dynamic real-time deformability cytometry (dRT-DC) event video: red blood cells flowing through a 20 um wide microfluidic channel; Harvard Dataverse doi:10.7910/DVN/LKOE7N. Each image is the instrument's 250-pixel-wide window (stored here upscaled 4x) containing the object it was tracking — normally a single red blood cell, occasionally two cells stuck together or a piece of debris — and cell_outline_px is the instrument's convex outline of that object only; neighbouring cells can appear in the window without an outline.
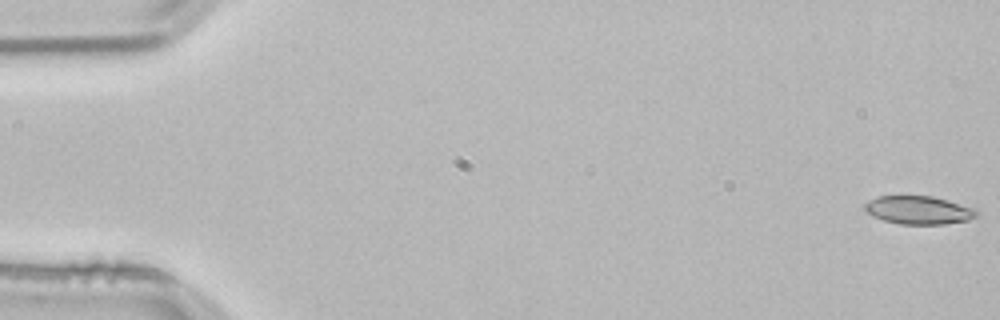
{"species": "common noctule bat (a hibernating species)", "species_latin": "Nyctalus noctula", "temperature_condition": "room temperature", "stored_images_in_passage": 55, "camera_frame_rate_fps": 3000, "um_per_image_px": 0.085, "animal": {"sex": "male", "body_mass_g": 21.5, "forearm_length_mm": 52.0}, "frame": {"image": 1, "passage_image": 1, "time_ms": 0.0, "image_size_px": [1000, 320], "cell_outline_px": [[980, 212], [976, 216], [968, 220], [944, 224], [900, 224], [884, 220], [872, 216], [864, 212], [864, 204], [868, 200], [876, 196], [932, 196], [948, 200], [976, 208]], "centroid_in_image_um": [78.07, 17.85], "position_along_channel_um": 6.9, "area_um2": 18.61}}
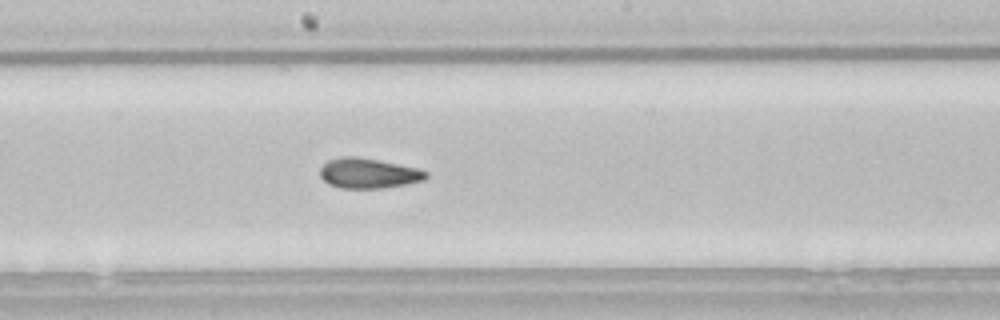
{"frame": {"image": 2, "passage_image": 29, "time_ms": 9.333, "image_size_px": [1000, 320], "cell_outline_px": [[428, 176], [424, 180], [404, 184], [380, 188], [340, 188], [328, 184], [320, 176], [320, 168], [328, 160], [340, 156], [356, 156], [420, 168], [428, 172]], "centroid_in_image_um": [31.31, 14.72], "position_along_channel_um": 216.9, "area_um2": 18.61}}
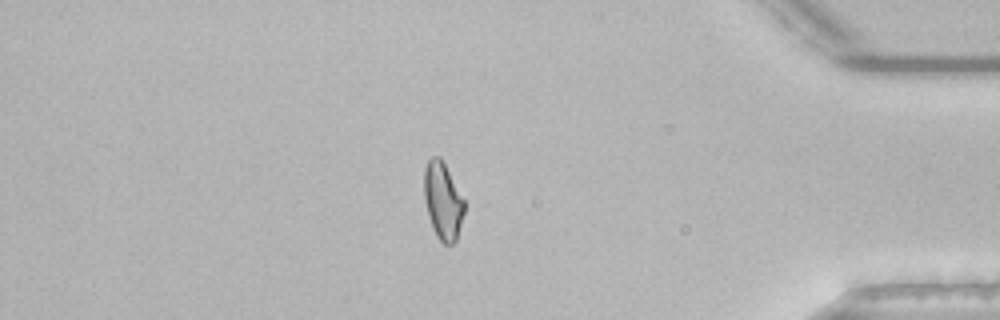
{"frame": {"image": 3, "passage_image": 46, "time_ms": 15.0, "image_size_px": [1000, 320], "cell_outline_px": [[464, 212], [456, 240], [452, 244], [444, 244], [436, 236], [432, 228], [424, 200], [424, 168], [428, 160], [432, 156], [440, 156], [464, 200]], "centroid_in_image_um": [37.62, 17.07], "position_along_channel_um": 397.6, "area_um2": 17.92}, "authors_computed_cell_mechanics": {"area_um2": 18.6694, "velocity_mm_per_s": 3.8191, "shape_relaxation_time_tau1_ms": 5.8954, "shape_relaxation_time_tau2_ms": 1.9997, "deformation_change_tau1": 0.1497, "deformation_change_tau2": 0.0749}}